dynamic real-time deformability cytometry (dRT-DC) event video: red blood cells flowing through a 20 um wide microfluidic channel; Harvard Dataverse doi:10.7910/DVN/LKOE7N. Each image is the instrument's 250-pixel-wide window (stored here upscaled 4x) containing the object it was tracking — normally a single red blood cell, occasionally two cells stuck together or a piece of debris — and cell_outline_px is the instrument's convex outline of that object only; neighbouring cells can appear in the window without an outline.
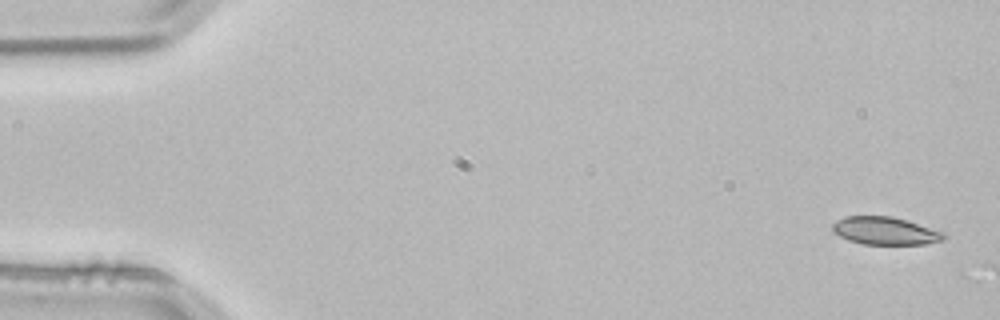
{"species": "common noctule bat (a hibernating species)", "species_latin": "Nyctalus noctula", "temperature_condition": "room temperature", "stored_images_in_passage": 5, "segment_of_instrument_passage": [2, 2], "camera_frame_rate_fps": 3000, "um_per_image_px": 0.085, "animal": {"sex": "male", "body_mass_g": 21.5, "forearm_length_mm": 52.0}, "frame": {"image": 1, "passage_image": 5, "time_ms": 1.333, "image_size_px": [1000, 320], "cell_outline_px": [[944, 236], [940, 240], [924, 244], [864, 244], [848, 240], [840, 236], [832, 228], [832, 224], [836, 220], [844, 216], [892, 216], [908, 220], [944, 232]], "centroid_in_image_um": [75.21, 19.6], "position_along_channel_um": 9.8, "area_um2": 17.86}}